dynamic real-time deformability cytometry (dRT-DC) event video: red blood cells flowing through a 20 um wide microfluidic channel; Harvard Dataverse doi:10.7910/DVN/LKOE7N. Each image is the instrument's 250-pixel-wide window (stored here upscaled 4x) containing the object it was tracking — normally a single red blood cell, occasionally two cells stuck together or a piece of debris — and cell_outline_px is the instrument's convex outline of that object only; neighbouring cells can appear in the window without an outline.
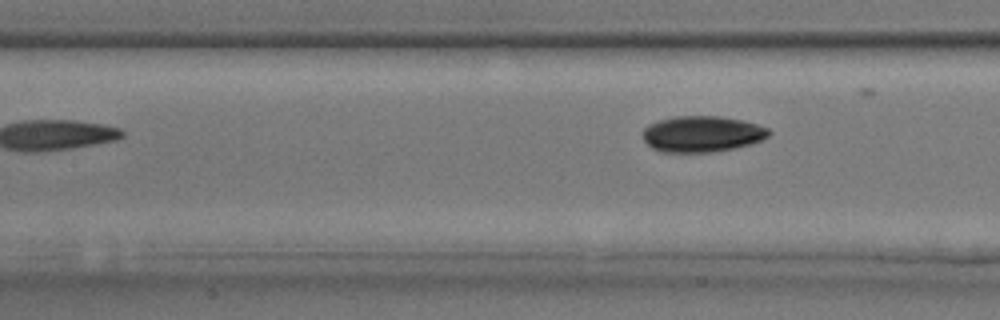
{"species": "common noctule bat (a hibernating species)", "species_latin": "Nyctalus noctula", "temperature_condition": "room temperature", "stored_images_in_passage": 11, "camera_frame_rate_fps": 3000, "um_per_image_px": 0.085, "animal": {"sex": "male", "body_mass_g": 17.9, "forearm_length_mm": 54.2}, "frame": {"image": 1, "passage_image": 11, "time_ms": 3.333, "image_size_px": [1000, 320], "cell_outline_px": [[768, 132], [764, 136], [756, 140], [740, 144], [720, 148], [660, 148], [652, 144], [644, 136], [644, 132], [648, 128], [656, 124], [672, 120], [728, 120], [748, 124], [760, 128]], "centroid_in_image_um": [59.66, 11.38], "position_along_channel_um": 147.7, "area_um2": 20.29}}